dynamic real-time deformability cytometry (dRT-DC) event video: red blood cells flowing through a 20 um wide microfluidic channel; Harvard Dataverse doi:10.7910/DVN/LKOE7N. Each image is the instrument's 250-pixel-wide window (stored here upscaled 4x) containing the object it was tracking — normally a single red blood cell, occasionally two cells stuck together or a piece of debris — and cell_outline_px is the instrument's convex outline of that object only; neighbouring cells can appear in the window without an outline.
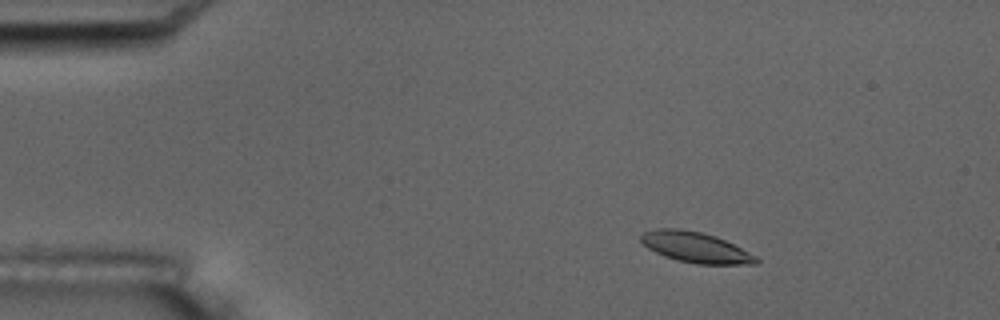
{"species": "common noctule bat (a hibernating species)", "species_latin": "Nyctalus noctula", "temperature_condition": "room temperature", "stored_images_in_passage": 6, "camera_frame_rate_fps": 3000, "um_per_image_px": 0.085, "animal": {"sex": "male", "body_mass_g": 17.5, "forearm_length_mm": 52.3}, "frame": {"image": 1, "passage_image": 3, "time_ms": 2.333, "image_size_px": [1000, 320], "cell_outline_px": [[760, 260], [756, 264], [696, 264], [664, 256], [648, 248], [640, 240], [640, 236], [644, 232], [656, 228], [680, 228], [700, 232], [716, 236], [756, 256]], "centroid_in_image_um": [59.1, 21.01], "position_along_channel_um": 25.9, "area_um2": 20.29}}